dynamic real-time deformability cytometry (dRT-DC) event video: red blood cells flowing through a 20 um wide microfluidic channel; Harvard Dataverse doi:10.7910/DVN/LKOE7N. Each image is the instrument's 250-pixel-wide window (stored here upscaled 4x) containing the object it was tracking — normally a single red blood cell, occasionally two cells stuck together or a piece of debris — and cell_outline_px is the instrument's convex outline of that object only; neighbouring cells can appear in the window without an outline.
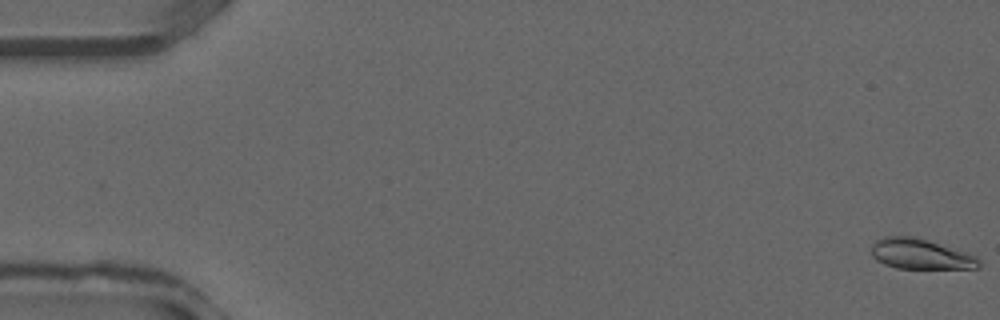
{"species": "common noctule bat (a hibernating species)", "species_latin": "Nyctalus noctula", "temperature_condition": "warm", "stored_images_in_passage": 37, "camera_frame_rate_fps": 3000, "um_per_image_px": 0.085, "animal": {"sex": "male", "forearm_length_mm": 52.5}, "frame": {"image": 1, "passage_image": 1, "time_ms": 0.0, "image_size_px": [1000, 320], "cell_outline_px": [[980, 268], [896, 268], [884, 264], [876, 260], [872, 256], [872, 244], [876, 240], [884, 236], [912, 236], [928, 240], [968, 252], [976, 256], [980, 260]], "centroid_in_image_um": [78.25, 21.59], "position_along_channel_um": 6.7, "area_um2": 19.07}}
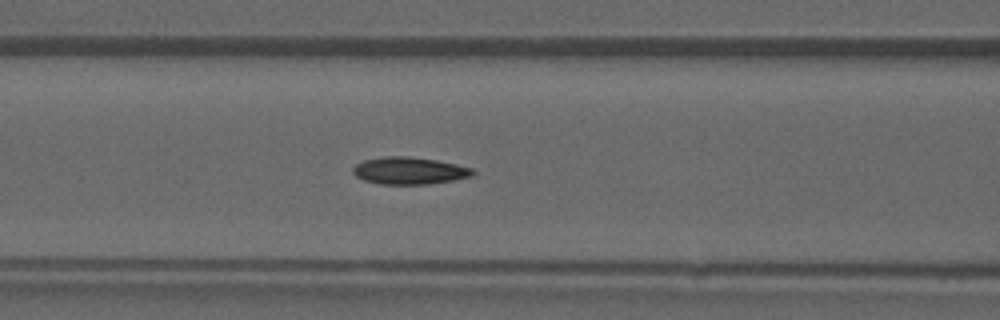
{"frame": {"image": 2, "passage_image": 16, "time_ms": 5.0, "image_size_px": [1000, 320], "cell_outline_px": [[476, 172], [472, 176], [452, 180], [428, 184], [380, 184], [364, 180], [356, 176], [352, 172], [352, 168], [356, 164], [364, 160], [384, 156], [408, 156], [436, 160], [456, 164], [472, 168]], "centroid_in_image_um": [34.78, 14.5], "position_along_channel_um": 131.8, "area_um2": 18.96}}
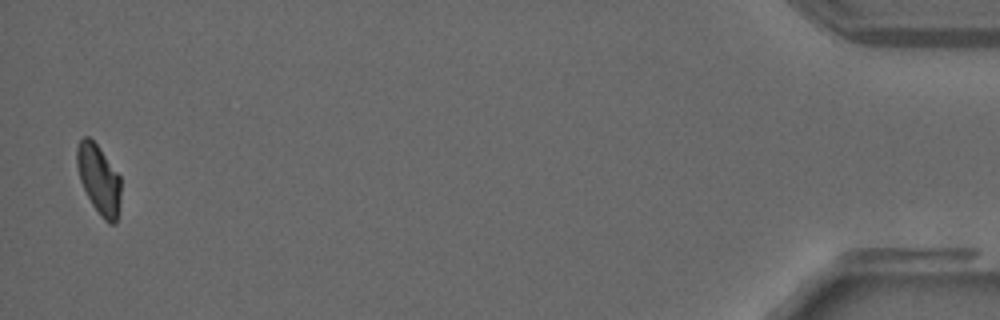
{"frame": {"image": 3, "passage_image": 37, "time_ms": 12.0, "image_size_px": [1000, 320], "cell_outline_px": [[120, 200], [116, 224], [108, 224], [104, 220], [92, 204], [80, 180], [76, 164], [76, 148], [80, 140], [84, 136], [88, 136], [100, 148], [120, 176]], "centroid_in_image_um": [8.4, 15.24], "position_along_channel_um": 426.8, "area_um2": 17.69}}